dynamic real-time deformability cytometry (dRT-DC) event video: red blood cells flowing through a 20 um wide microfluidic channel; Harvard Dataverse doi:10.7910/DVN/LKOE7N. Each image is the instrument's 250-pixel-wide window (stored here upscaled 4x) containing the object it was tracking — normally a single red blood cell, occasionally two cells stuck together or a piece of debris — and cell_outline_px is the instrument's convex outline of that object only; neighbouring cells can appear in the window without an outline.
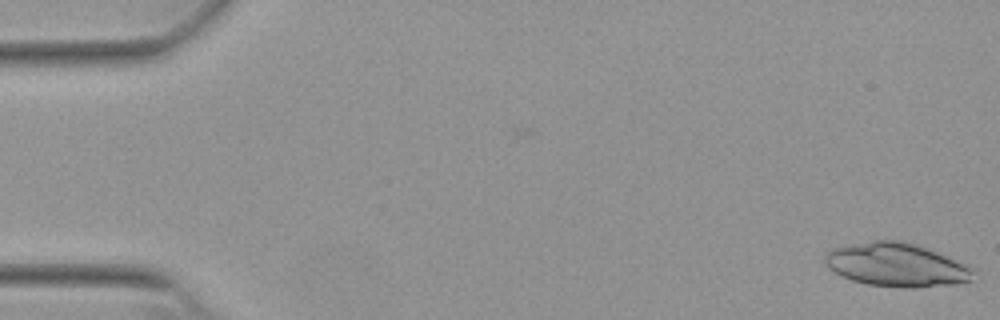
{"species": "Egyptian fruit bat (a non-hibernating species)", "species_latin": "Rousettus aegyptiacus", "temperature_condition": "warm", "stored_images_in_passage": 21, "camera_frame_rate_fps": 3000, "um_per_image_px": 0.085, "animal": {"sex": "female"}, "frame": {"image": 1, "passage_image": 1, "time_ms": 0.0, "image_size_px": [1000, 320], "cell_outline_px": [[976, 268], [972, 280], [956, 284], [916, 288], [904, 288], [868, 284], [852, 280], [828, 268], [824, 264], [824, 256], [832, 248], [872, 240], [900, 240], [928, 248], [968, 264]], "centroid_in_image_um": [76.25, 22.51], "position_along_channel_um": 8.7, "area_um2": 37.97}}